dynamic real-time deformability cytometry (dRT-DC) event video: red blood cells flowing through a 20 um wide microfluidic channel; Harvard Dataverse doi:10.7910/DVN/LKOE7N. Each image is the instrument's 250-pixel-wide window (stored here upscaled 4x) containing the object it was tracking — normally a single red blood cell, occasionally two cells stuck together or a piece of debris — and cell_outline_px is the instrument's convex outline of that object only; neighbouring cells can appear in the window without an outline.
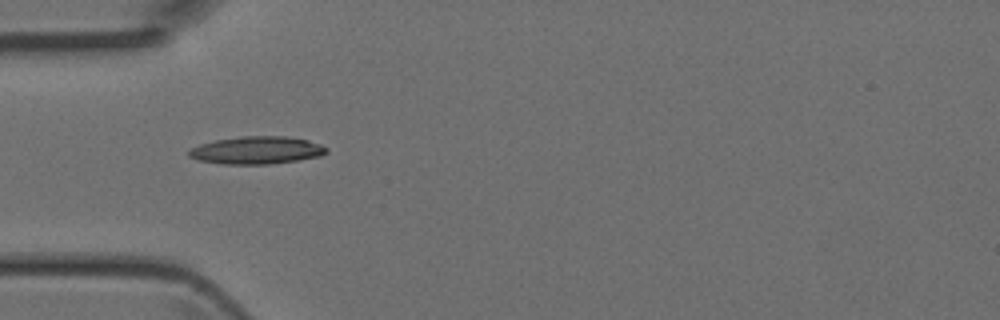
{"species": "Egyptian fruit bat (a non-hibernating species)", "species_latin": "Rousettus aegyptiacus", "temperature_condition": "room temperature", "stored_images_in_passage": 7, "camera_frame_rate_fps": 3000, "um_per_image_px": 0.085, "animal": {"sex": "female"}, "frame": {"image": 1, "passage_image": 5, "time_ms": 1.333, "image_size_px": [1000, 320], "cell_outline_px": [[328, 152], [320, 156], [296, 160], [268, 164], [220, 164], [200, 160], [188, 156], [188, 152], [192, 148], [200, 144], [216, 140], [240, 136], [284, 136], [308, 140], [320, 144], [328, 148]], "centroid_in_image_um": [21.83, 12.77], "position_along_channel_um": 63.2, "area_um2": 22.02}}
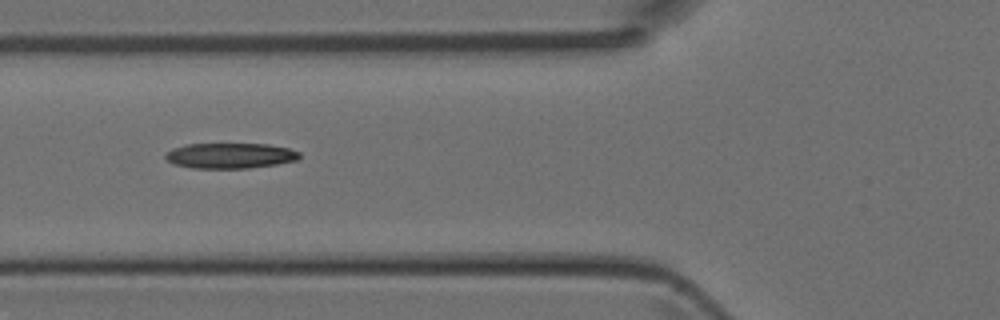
{"frame": {"image": 2, "passage_image": 6, "time_ms": 1.667, "image_size_px": [1000, 320], "cell_outline_px": [[300, 156], [296, 160], [276, 164], [248, 168], [192, 168], [176, 164], [168, 160], [164, 156], [172, 148], [184, 144], [268, 144], [288, 148], [300, 152]], "centroid_in_image_um": [19.56, 13.22], "position_along_channel_um": 106.2, "area_um2": 19.71}}
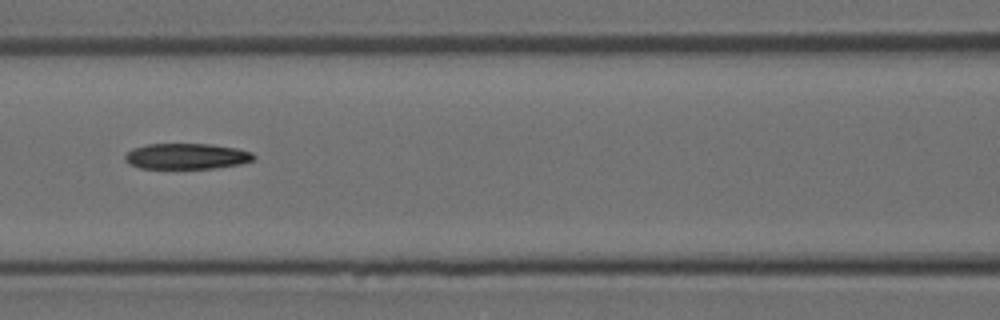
{"frame": {"image": 3, "passage_image": 7, "time_ms": 2.0, "image_size_px": [1000, 320], "cell_outline_px": [[256, 156], [252, 160], [240, 164], [212, 168], [140, 168], [128, 164], [124, 160], [124, 156], [132, 148], [148, 144], [212, 144], [236, 148], [252, 152]], "centroid_in_image_um": [15.83, 13.28], "position_along_channel_um": 150.8, "area_um2": 19.31}}